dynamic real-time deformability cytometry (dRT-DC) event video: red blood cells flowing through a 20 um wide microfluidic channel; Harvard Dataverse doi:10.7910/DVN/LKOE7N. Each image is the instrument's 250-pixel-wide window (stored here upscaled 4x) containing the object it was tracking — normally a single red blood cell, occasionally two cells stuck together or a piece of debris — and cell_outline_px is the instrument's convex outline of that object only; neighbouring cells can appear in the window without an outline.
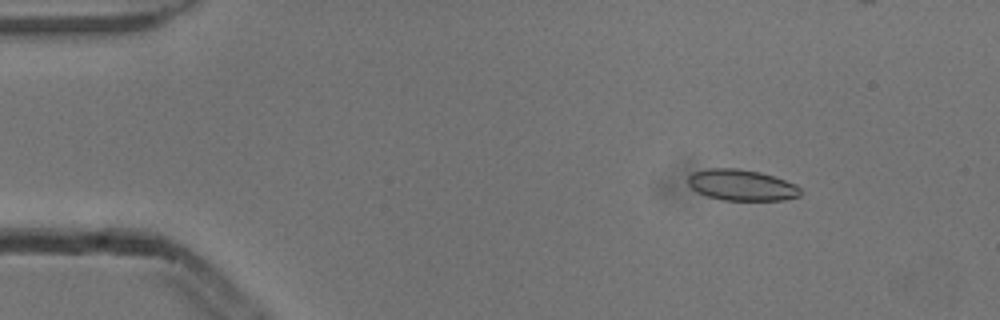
{"species": "common noctule bat (a hibernating species)", "species_latin": "Nyctalus noctula", "temperature_condition": "cold", "stored_images_in_passage": 4, "camera_frame_rate_fps": 3000, "um_per_image_px": 0.085, "animal": {"sex": "male", "body_mass_g": 13.3}, "frame": {"image": 1, "passage_image": 2, "time_ms": 0.333, "image_size_px": [1000, 320], "cell_outline_px": [[800, 196], [784, 200], [724, 200], [708, 196], [692, 188], [688, 184], [688, 176], [692, 172], [708, 168], [736, 168], [760, 172], [796, 184], [800, 188]], "centroid_in_image_um": [63.03, 15.72], "position_along_channel_um": 22.0, "area_um2": 20.23}}